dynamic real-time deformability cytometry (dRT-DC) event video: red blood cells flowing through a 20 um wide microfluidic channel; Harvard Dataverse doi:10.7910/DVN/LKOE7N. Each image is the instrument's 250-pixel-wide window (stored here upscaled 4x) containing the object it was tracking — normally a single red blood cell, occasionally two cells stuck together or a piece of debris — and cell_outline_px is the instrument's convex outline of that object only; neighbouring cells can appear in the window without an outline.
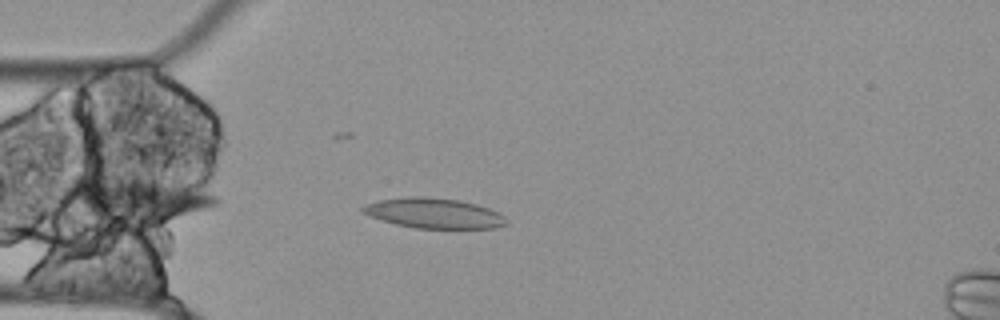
{"species": "Egyptian fruit bat (a non-hibernating species)", "species_latin": "Rousettus aegyptiacus", "temperature_condition": "cold", "stored_images_in_passage": 6, "camera_frame_rate_fps": 3000, "um_per_image_px": 0.085, "animal": {"sex": "female"}, "frame": {"image": 1, "passage_image": 2, "time_ms": 0.333, "image_size_px": [1000, 320], "cell_outline_px": [[508, 224], [496, 228], [416, 228], [396, 224], [380, 220], [360, 212], [360, 208], [368, 204], [380, 200], [408, 196], [424, 196], [460, 200], [476, 204], [488, 208], [504, 216]], "centroid_in_image_um": [36.87, 18.12], "position_along_channel_um": 48.1, "area_um2": 25.2}}
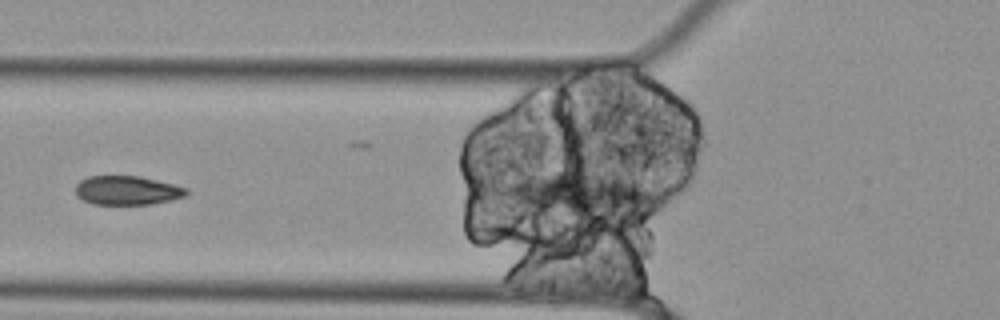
{"frame": {"image": 2, "passage_image": 5, "time_ms": 1.333, "image_size_px": [1000, 320], "cell_outline_px": [[188, 192], [184, 196], [172, 200], [152, 204], [92, 204], [76, 196], [76, 184], [80, 180], [88, 176], [140, 176], [188, 188]], "centroid_in_image_um": [10.79, 16.18], "position_along_channel_um": 115.0, "area_um2": 18.73}}